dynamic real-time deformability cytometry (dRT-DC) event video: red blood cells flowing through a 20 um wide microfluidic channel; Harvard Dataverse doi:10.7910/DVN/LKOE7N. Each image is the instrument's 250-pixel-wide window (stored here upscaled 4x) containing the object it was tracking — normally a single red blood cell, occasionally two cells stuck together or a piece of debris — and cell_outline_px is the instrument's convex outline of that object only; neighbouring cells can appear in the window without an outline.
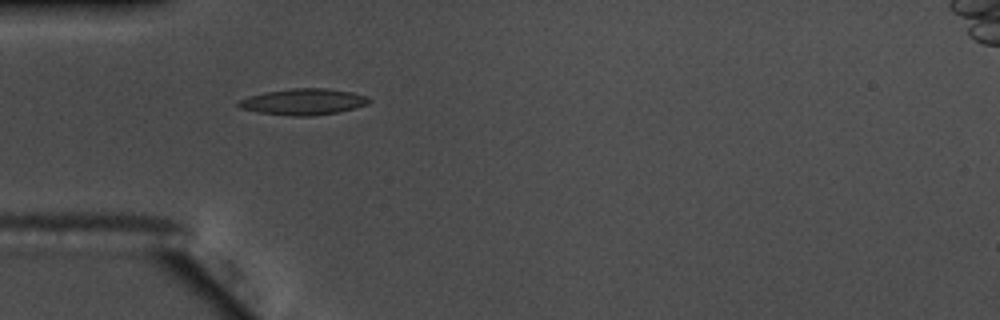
{"species": "common noctule bat (a hibernating species)", "species_latin": "Nyctalus noctula", "temperature_condition": "warm", "stored_images_in_passage": 39, "camera_frame_rate_fps": 3000, "um_per_image_px": 0.085, "animal": {"sex": "male", "body_mass_g": 17.5, "forearm_length_mm": 52.3}, "frame": {"image": 1, "passage_image": 1, "time_ms": 0.0, "image_size_px": [1000, 320], "cell_outline_px": [[372, 100], [368, 104], [356, 108], [336, 112], [312, 116], [292, 116], [260, 112], [240, 108], [236, 104], [236, 100], [248, 96], [264, 92], [292, 88], [328, 88], [352, 92], [368, 96]], "centroid_in_image_um": [25.79, 8.64], "position_along_channel_um": 59.2, "area_um2": 20.11}}
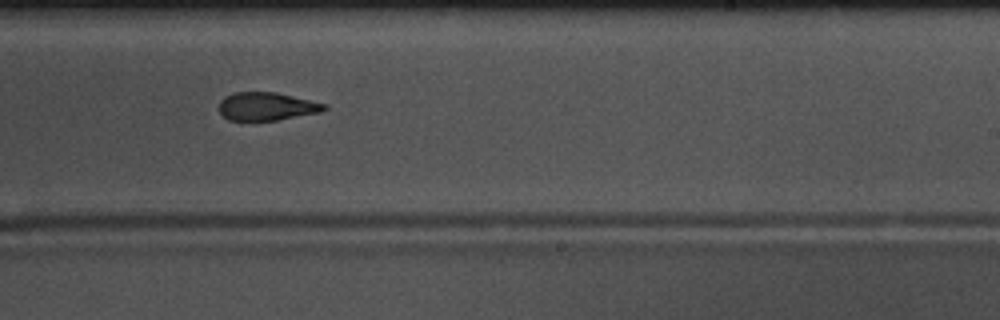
{"frame": {"image": 2, "passage_image": 18, "time_ms": 5.667, "image_size_px": [1000, 320], "cell_outline_px": [[328, 108], [320, 112], [276, 120], [228, 120], [220, 112], [220, 100], [224, 96], [236, 92], [276, 92], [328, 104]], "centroid_in_image_um": [22.68, 9.03], "position_along_channel_um": 266.3, "area_um2": 17.17}}
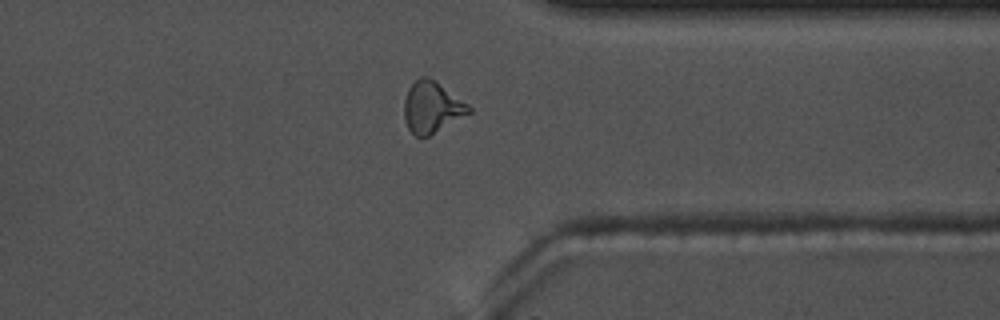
{"frame": {"image": 3, "passage_image": 27, "time_ms": 8.667, "image_size_px": [1000, 320], "cell_outline_px": [[472, 112], [428, 136], [416, 136], [408, 128], [404, 116], [404, 100], [408, 88], [420, 76], [428, 76], [436, 80], [468, 104], [472, 108]], "centroid_in_image_um": [36.71, 9.08], "position_along_channel_um": 374.7, "area_um2": 19.31}, "authors_computed_cell_mechanics": {"area_um2": 18.6116, "velocity_mm_per_s": 3.7175, "shape_relaxation_time_tau1_ms": 7.9827, "shape_relaxation_time_tau2_ms": 2.5999, "deformation_change_tau1": 0.2057, "deformation_change_tau2": 0.1119}}